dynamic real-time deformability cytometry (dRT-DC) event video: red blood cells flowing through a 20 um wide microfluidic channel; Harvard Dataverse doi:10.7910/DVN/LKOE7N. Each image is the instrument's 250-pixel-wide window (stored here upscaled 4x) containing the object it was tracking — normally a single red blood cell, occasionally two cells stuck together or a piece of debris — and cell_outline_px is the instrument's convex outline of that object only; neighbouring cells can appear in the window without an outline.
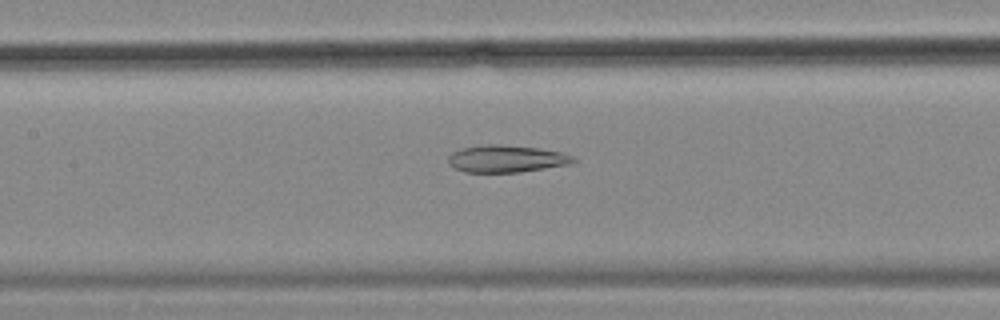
{"species": "common noctule bat (a hibernating species)", "species_latin": "Nyctalus noctula", "temperature_condition": "cold", "stored_images_in_passage": 52, "camera_frame_rate_fps": 3000, "um_per_image_px": 0.085, "animal": {"sex": "female", "body_mass_g": 18.4}, "frame": {"image": 1, "passage_image": 21, "time_ms": 6.667, "image_size_px": [1000, 320], "cell_outline_px": [[576, 160], [568, 164], [520, 172], [464, 172], [452, 168], [448, 164], [448, 156], [452, 152], [460, 148], [480, 144], [500, 144], [536, 148], [560, 152], [572, 156]], "centroid_in_image_um": [42.93, 13.49], "position_along_channel_um": 164.5, "area_um2": 19.83}}
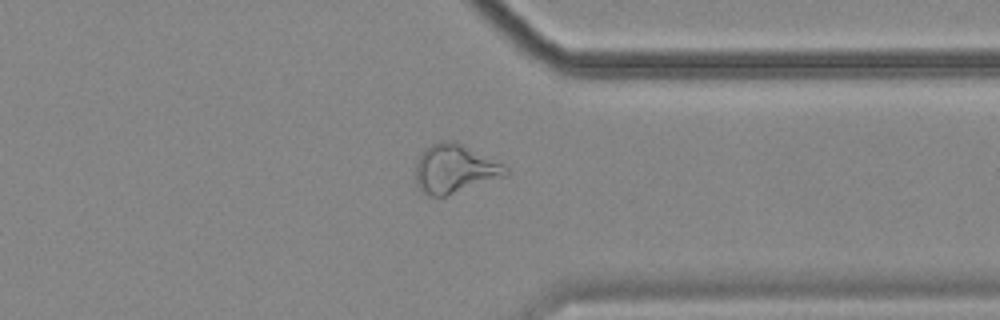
{"frame": {"image": 2, "passage_image": 39, "time_ms": 12.667, "image_size_px": [1000, 320], "cell_outline_px": [[508, 176], [444, 196], [428, 196], [420, 192], [416, 184], [416, 164], [420, 156], [432, 144], [440, 140], [456, 140], [508, 168]], "centroid_in_image_um": [38.64, 14.36], "position_along_channel_um": 372.8, "area_um2": 25.43}}
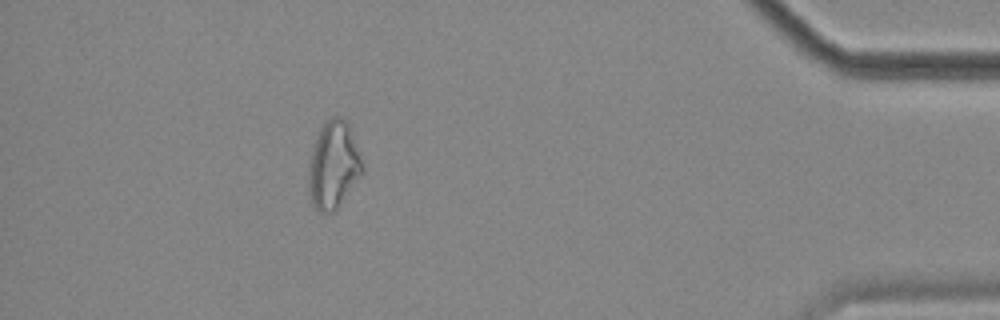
{"frame": {"image": 3, "passage_image": 46, "time_ms": 15.0, "image_size_px": [1000, 320], "cell_outline_px": [[364, 172], [336, 212], [316, 212], [312, 208], [308, 192], [308, 164], [312, 144], [324, 120], [332, 116], [344, 116], [348, 124], [364, 168]], "centroid_in_image_um": [28.3, 14.07], "position_along_channel_um": 406.9, "area_um2": 28.21}, "authors_computed_cell_mechanics": {"area_um2": 25.9522, "velocity_mm_per_s": 3.5106, "shape_relaxation_time_tau1_ms": null, "shape_relaxation_time_tau2_ms": 3.985, "deformation_change_tau1": null, "deformation_change_tau2": 0.1312}}